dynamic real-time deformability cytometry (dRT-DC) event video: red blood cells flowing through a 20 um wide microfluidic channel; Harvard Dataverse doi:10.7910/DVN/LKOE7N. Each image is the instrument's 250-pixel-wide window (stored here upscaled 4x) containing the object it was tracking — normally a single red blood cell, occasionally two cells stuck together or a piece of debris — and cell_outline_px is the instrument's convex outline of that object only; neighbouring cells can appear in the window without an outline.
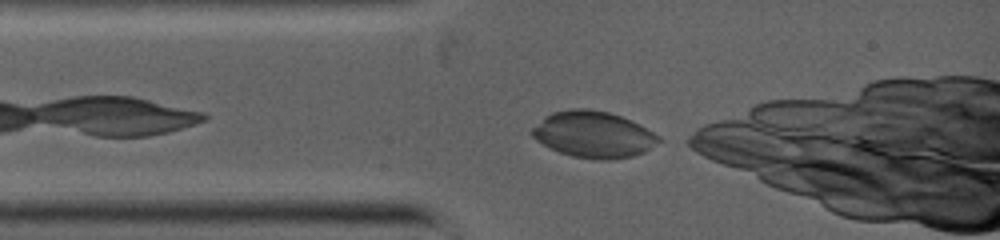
{"species": "common noctule bat (a hibernating species)", "species_latin": "Nyctalus noctula", "temperature_condition": "warm", "stored_images_in_passage": 5, "camera_frame_rate_fps": 5000, "um_per_image_px": 0.085, "animal": {"sex": "female", "body_mass_g": 19.0, "forearm_length_mm": 53.3}, "frame": {"image": 1, "passage_image": 1, "time_ms": 0.0, "image_size_px": [1000, 240], "cell_outline_px": [[664, 140], [644, 152], [632, 156], [608, 160], [600, 160], [572, 156], [560, 152], [536, 140], [528, 132], [544, 116], [552, 112], [568, 108], [588, 108], [608, 112], [620, 116], [640, 124], [660, 136]], "centroid_in_image_um": [50.45, 11.42], "position_along_channel_um": 34.6, "area_um2": 34.45}}